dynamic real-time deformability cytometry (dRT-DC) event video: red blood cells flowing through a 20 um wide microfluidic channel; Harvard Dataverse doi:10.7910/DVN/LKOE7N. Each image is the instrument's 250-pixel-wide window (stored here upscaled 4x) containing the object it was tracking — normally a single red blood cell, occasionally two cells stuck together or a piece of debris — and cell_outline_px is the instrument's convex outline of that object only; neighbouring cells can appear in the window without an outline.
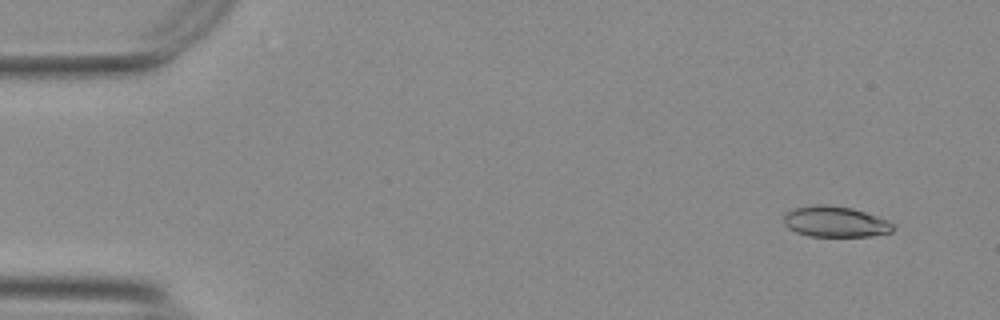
{"species": "Egyptian fruit bat (a non-hibernating species)", "species_latin": "Rousettus aegyptiacus", "temperature_condition": "warm", "stored_images_in_passage": 53, "camera_frame_rate_fps": 3000, "um_per_image_px": 0.085, "animal": {"sex": "female"}, "frame": {"image": 1, "passage_image": 3, "time_ms": 0.667, "image_size_px": [1000, 320], "cell_outline_px": [[896, 228], [892, 232], [872, 236], [808, 236], [796, 232], [788, 228], [784, 224], [784, 212], [796, 208], [816, 204], [828, 204], [852, 208], [888, 220], [896, 224]], "centroid_in_image_um": [71.02, 18.84], "position_along_channel_um": 14.0, "area_um2": 19.83}}
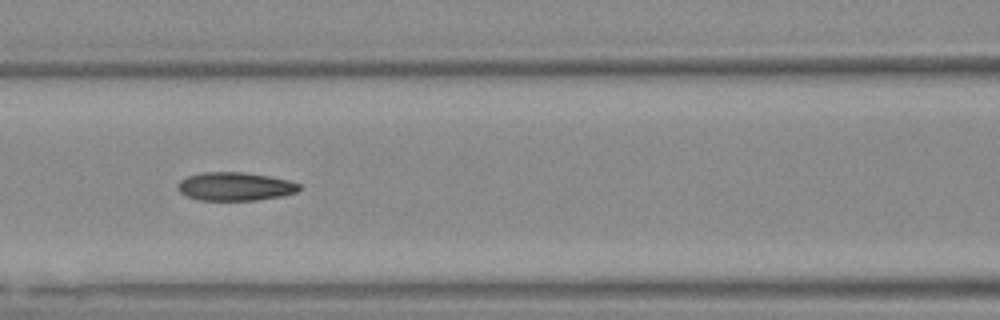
{"frame": {"image": 2, "passage_image": 23, "time_ms": 7.333, "image_size_px": [1000, 320], "cell_outline_px": [[300, 188], [296, 192], [280, 196], [256, 200], [200, 200], [188, 196], [180, 192], [176, 188], [176, 184], [180, 180], [188, 176], [204, 172], [244, 172], [268, 176], [288, 180], [300, 184]], "centroid_in_image_um": [19.95, 15.84], "position_along_channel_um": 146.6, "area_um2": 20.0}}
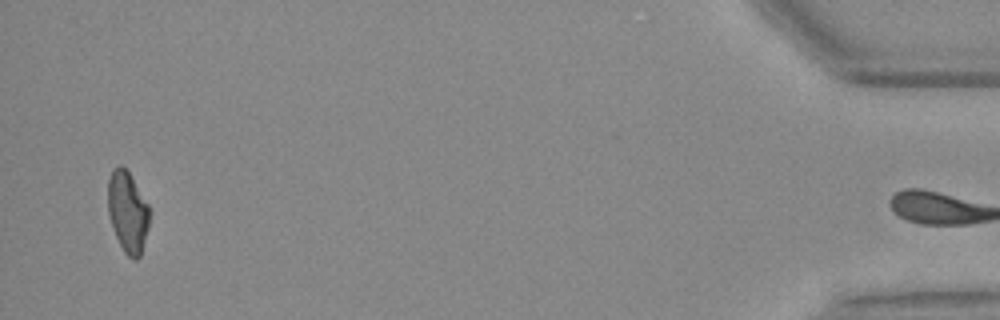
{"frame": {"image": 3, "passage_image": 52, "time_ms": 17.0, "image_size_px": [1000, 320], "cell_outline_px": [[152, 212], [148, 228], [140, 256], [136, 260], [132, 260], [124, 252], [112, 228], [108, 212], [108, 180], [112, 168], [120, 164], [128, 172], [148, 204]], "centroid_in_image_um": [10.86, 18.02], "position_along_channel_um": 424.3, "area_um2": 19.77}, "authors_computed_cell_mechanics": {"area_um2": 20.1722, "velocity_mm_per_s": 3.7653, "shape_relaxation_time_tau1_ms": null, "shape_relaxation_time_tau2_ms": 4.4053, "deformation_change_tau1": null, "deformation_change_tau2": 0.1257}}